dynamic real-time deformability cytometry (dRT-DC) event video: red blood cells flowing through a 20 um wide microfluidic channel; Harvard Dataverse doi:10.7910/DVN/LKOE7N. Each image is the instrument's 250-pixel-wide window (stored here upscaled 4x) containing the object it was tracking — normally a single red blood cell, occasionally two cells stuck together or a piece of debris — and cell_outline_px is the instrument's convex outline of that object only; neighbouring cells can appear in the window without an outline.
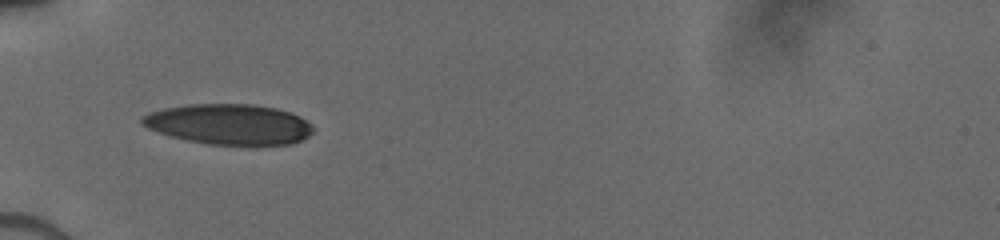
{"species": "human", "species_latin": "Homo sapiens", "temperature_condition": "cold", "stored_images_in_passage": 9, "camera_frame_rate_fps": 3000, "um_per_image_px": 0.085, "donor": {"sex": "male"}, "frame": {"image": 1, "passage_image": 6, "time_ms": 4.333, "image_size_px": [1000, 240], "cell_outline_px": [[312, 132], [308, 136], [292, 144], [208, 144], [188, 140], [172, 136], [148, 128], [140, 124], [140, 116], [148, 112], [164, 108], [188, 104], [252, 104], [276, 108], [300, 116], [312, 128]], "centroid_in_image_um": [19.41, 10.54], "position_along_channel_um": 65.6, "area_um2": 39.94}}
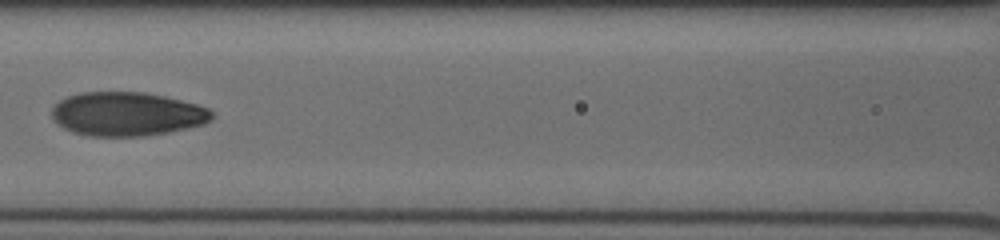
{"frame": {"image": 2, "passage_image": 8, "time_ms": 6.667, "image_size_px": [1000, 240], "cell_outline_px": [[212, 120], [204, 124], [188, 128], [168, 132], [144, 136], [88, 136], [72, 132], [64, 128], [52, 116], [52, 108], [60, 100], [68, 96], [80, 92], [144, 92], [164, 96], [196, 104], [208, 108], [212, 112]], "centroid_in_image_um": [10.8, 9.69], "position_along_channel_um": 155.8, "area_um2": 40.81}}
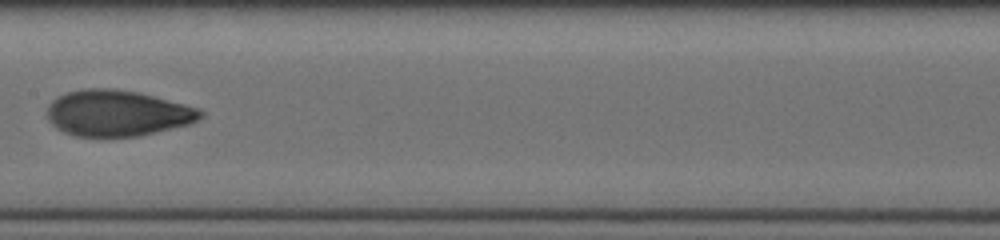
{"frame": {"image": 3, "passage_image": 9, "time_ms": 7.667, "image_size_px": [1000, 240], "cell_outline_px": [[204, 112], [196, 120], [188, 124], [140, 136], [76, 136], [64, 132], [56, 128], [48, 120], [48, 104], [56, 96], [68, 92], [84, 88], [112, 88], [140, 92], [184, 104], [196, 108]], "centroid_in_image_um": [9.93, 9.61], "position_along_channel_um": 197.5, "area_um2": 40.98}}